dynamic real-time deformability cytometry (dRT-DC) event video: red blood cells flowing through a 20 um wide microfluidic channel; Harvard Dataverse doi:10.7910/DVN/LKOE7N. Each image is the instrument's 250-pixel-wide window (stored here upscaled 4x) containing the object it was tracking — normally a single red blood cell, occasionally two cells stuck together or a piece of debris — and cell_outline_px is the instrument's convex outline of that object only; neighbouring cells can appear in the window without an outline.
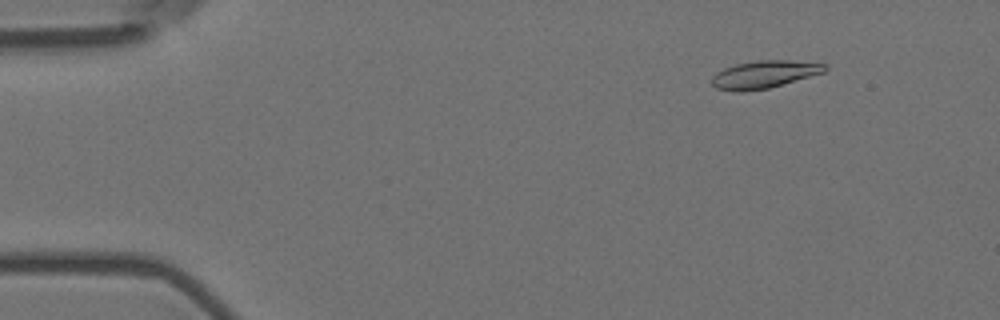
{"species": "Egyptian fruit bat (a non-hibernating species)", "species_latin": "Rousettus aegyptiacus", "temperature_condition": "room temperature", "stored_images_in_passage": 57, "camera_frame_rate_fps": 3000, "um_per_image_px": 0.085, "animal": {"sex": "female"}, "frame": {"image": 1, "passage_image": 7, "time_ms": 2.0, "image_size_px": [1000, 320], "cell_outline_px": [[828, 68], [824, 72], [768, 88], [744, 92], [732, 92], [716, 88], [712, 84], [712, 76], [716, 72], [724, 68], [736, 64], [756, 60], [788, 60], [828, 64]], "centroid_in_image_um": [64.92, 6.33], "position_along_channel_um": 20.1, "area_um2": 18.21}}
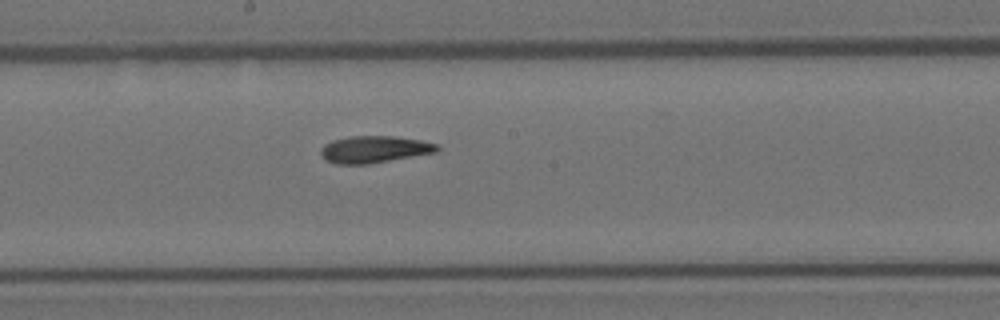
{"frame": {"image": 2, "passage_image": 31, "time_ms": 10.0, "image_size_px": [1000, 320], "cell_outline_px": [[440, 148], [436, 152], [368, 164], [336, 164], [324, 160], [320, 156], [320, 148], [324, 144], [332, 140], [348, 136], [392, 136], [420, 140], [436, 144]], "centroid_in_image_um": [31.74, 12.7], "position_along_channel_um": 216.5, "area_um2": 18.32}}
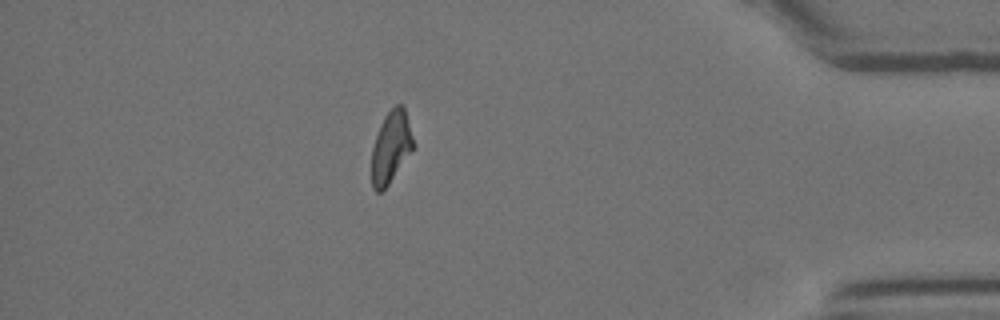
{"frame": {"image": 3, "passage_image": 50, "time_ms": 16.333, "image_size_px": [1000, 320], "cell_outline_px": [[412, 148], [388, 184], [380, 192], [376, 192], [372, 188], [372, 148], [380, 124], [384, 116], [396, 104], [400, 104], [404, 108], [412, 136]], "centroid_in_image_um": [33.18, 12.49], "position_along_channel_um": 402.0, "area_um2": 16.7}, "authors_computed_cell_mechanics": {"area_um2": 18.1492, "velocity_mm_per_s": 3.5864, "shape_relaxation_time_tau1_ms": null, "shape_relaxation_time_tau2_ms": 4.7594, "deformation_change_tau1": null, "deformation_change_tau2": 0.1198}}